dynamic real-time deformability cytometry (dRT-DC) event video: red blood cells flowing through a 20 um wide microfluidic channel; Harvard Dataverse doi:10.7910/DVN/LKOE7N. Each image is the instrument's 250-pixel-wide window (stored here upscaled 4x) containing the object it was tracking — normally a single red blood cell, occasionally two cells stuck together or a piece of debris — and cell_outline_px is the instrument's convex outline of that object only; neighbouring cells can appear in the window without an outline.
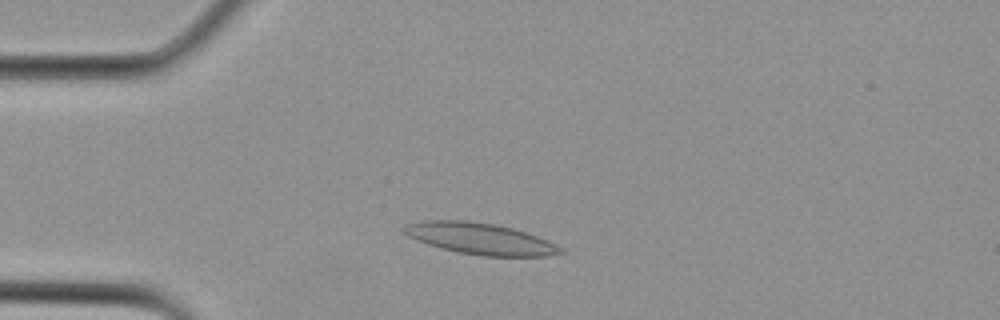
{"species": "Egyptian fruit bat (a non-hibernating species)", "species_latin": "Rousettus aegyptiacus", "temperature_condition": "cold", "stored_images_in_passage": 1, "camera_frame_rate_fps": 3000, "um_per_image_px": 0.085, "animal": {"sex": "female"}, "frame": {"image": 1, "passage_image": 1, "time_ms": 0.0, "image_size_px": [1000, 320], "cell_outline_px": [[564, 252], [548, 256], [484, 256], [456, 252], [440, 248], [428, 244], [408, 236], [400, 228], [404, 224], [420, 220], [468, 220], [496, 224], [512, 228], [548, 240], [556, 244]], "centroid_in_image_um": [40.75, 20.27], "position_along_channel_um": 44.2, "area_um2": 28.73}}